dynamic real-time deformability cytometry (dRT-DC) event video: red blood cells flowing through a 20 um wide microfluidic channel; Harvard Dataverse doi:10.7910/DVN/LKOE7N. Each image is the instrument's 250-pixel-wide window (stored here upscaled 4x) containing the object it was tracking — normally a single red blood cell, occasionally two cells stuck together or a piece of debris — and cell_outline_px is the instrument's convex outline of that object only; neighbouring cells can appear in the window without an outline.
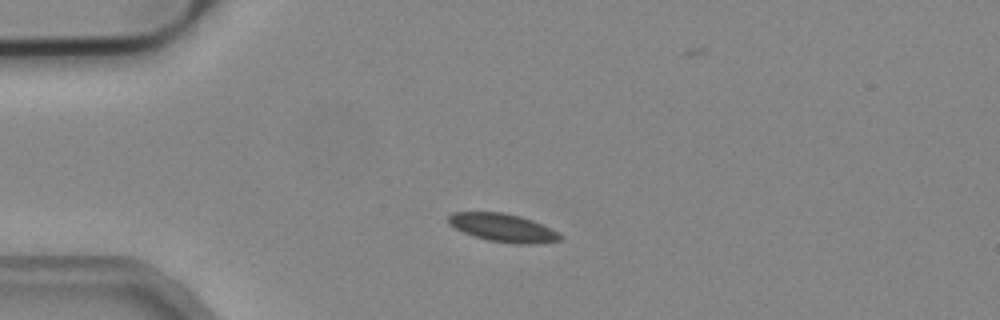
{"species": "common noctule bat (a hibernating species)", "species_latin": "Nyctalus noctula", "temperature_condition": "cold", "stored_images_in_passage": 2, "camera_frame_rate_fps": 3000, "um_per_image_px": 0.085, "animal": {"sex": "male", "body_mass_g": 19.2, "forearm_length_mm": 51.8}, "frame": {"image": 1, "passage_image": 1, "time_ms": 0.0, "image_size_px": [1000, 320], "cell_outline_px": [[564, 236], [560, 240], [536, 244], [516, 244], [488, 240], [472, 236], [448, 224], [448, 216], [452, 212], [504, 212], [520, 216], [532, 220], [552, 228]], "centroid_in_image_um": [42.77, 19.36], "position_along_channel_um": 42.2, "area_um2": 18.5}}